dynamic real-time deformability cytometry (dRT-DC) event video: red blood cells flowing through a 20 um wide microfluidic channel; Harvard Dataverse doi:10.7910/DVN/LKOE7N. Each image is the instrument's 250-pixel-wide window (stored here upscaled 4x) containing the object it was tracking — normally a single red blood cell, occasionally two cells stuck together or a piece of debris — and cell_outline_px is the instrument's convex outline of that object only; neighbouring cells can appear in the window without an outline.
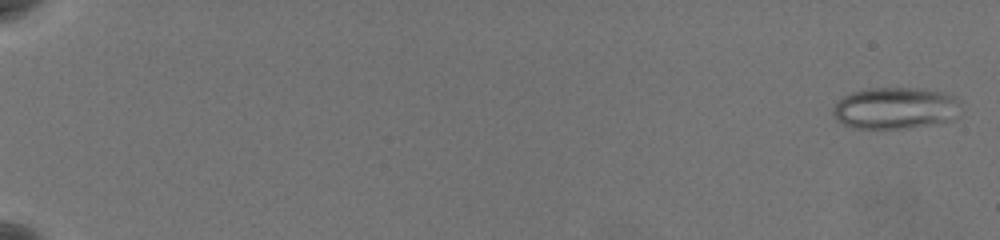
{"species": "common noctule bat (a hibernating species)", "species_latin": "Nyctalus noctula", "temperature_condition": "warm", "stored_images_in_passage": 60, "camera_frame_rate_fps": 3000, "um_per_image_px": 0.085, "animal": {"sex": "female", "body_mass_g": 19.5, "forearm_length_mm": 54.1}, "frame": {"image": 1, "passage_image": 2, "time_ms": 0.333, "image_size_px": [1000, 240], "cell_outline_px": [[960, 116], [952, 120], [908, 128], [856, 128], [844, 124], [836, 120], [832, 112], [836, 104], [844, 96], [852, 92], [868, 88], [912, 88], [944, 92], [956, 96]], "centroid_in_image_um": [76.12, 9.19], "position_along_channel_um": 8.9, "area_um2": 30.92}}
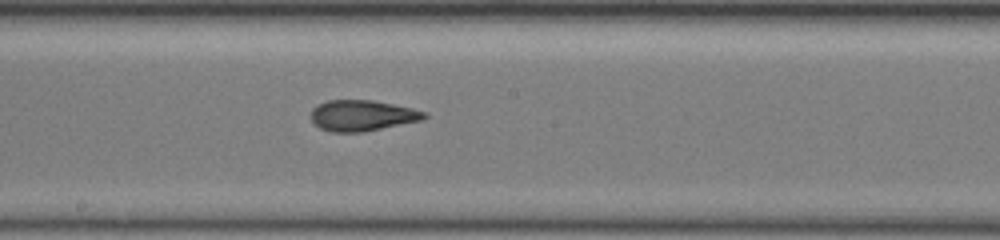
{"frame": {"image": 2, "passage_image": 37, "time_ms": 12.0, "image_size_px": [1000, 240], "cell_outline_px": [[428, 116], [424, 120], [364, 132], [332, 132], [320, 128], [312, 124], [308, 116], [312, 108], [316, 104], [328, 100], [372, 100], [412, 108], [424, 112]], "centroid_in_image_um": [30.72, 9.82], "position_along_channel_um": 217.5, "area_um2": 20.75}}
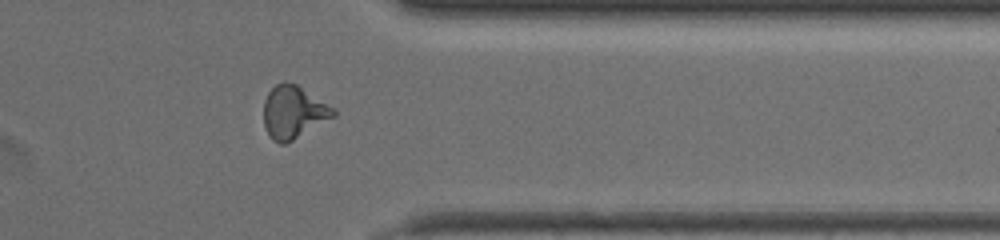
{"frame": {"image": 3, "passage_image": 51, "time_ms": 16.667, "image_size_px": [1000, 240], "cell_outline_px": [[336, 116], [292, 140], [284, 144], [280, 144], [272, 140], [264, 124], [264, 100], [268, 92], [276, 84], [284, 80], [296, 84], [332, 108], [336, 112]], "centroid_in_image_um": [24.91, 9.53], "position_along_channel_um": 386.5, "area_um2": 21.04}, "authors_computed_cell_mechanics": {"area_um2": 21.3282, "velocity_mm_per_s": 3.6975, "shape_relaxation_time_tau1_ms": null, "shape_relaxation_time_tau2_ms": 1.8624, "deformation_change_tau1": null, "deformation_change_tau2": 0.098}}